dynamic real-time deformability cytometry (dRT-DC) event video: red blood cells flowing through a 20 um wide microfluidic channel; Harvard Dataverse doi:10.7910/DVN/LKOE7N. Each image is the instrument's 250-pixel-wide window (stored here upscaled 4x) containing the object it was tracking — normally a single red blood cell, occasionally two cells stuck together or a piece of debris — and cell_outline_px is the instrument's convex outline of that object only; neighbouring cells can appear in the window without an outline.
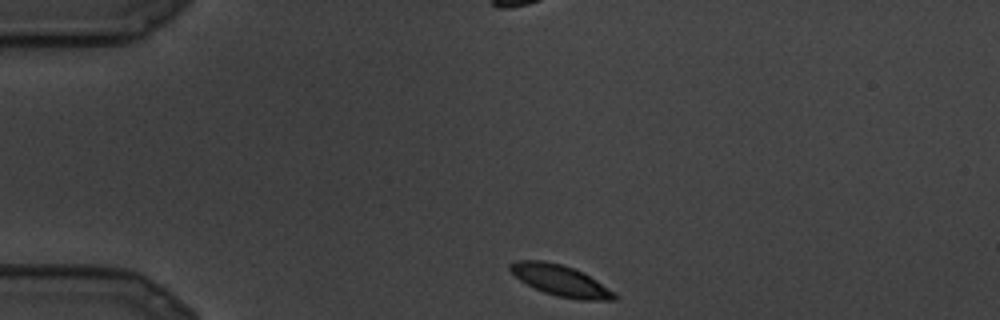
{"species": "common noctule bat (a hibernating species)", "species_latin": "Nyctalus noctula", "temperature_condition": "cold", "stored_images_in_passage": 22, "camera_frame_rate_fps": 3000, "um_per_image_px": 0.085, "animal": {"sex": "male", "body_mass_g": 19.5, "forearm_length_mm": 54.6}, "frame": {"image": 1, "passage_image": 1, "time_ms": 0.0, "image_size_px": [1000, 320], "cell_outline_px": [[616, 300], [580, 300], [556, 296], [544, 292], [520, 280], [508, 268], [508, 264], [516, 260], [544, 260], [576, 268], [584, 272], [608, 288], [616, 296]], "centroid_in_image_um": [47.63, 23.83], "position_along_channel_um": 37.4, "area_um2": 18.73}}